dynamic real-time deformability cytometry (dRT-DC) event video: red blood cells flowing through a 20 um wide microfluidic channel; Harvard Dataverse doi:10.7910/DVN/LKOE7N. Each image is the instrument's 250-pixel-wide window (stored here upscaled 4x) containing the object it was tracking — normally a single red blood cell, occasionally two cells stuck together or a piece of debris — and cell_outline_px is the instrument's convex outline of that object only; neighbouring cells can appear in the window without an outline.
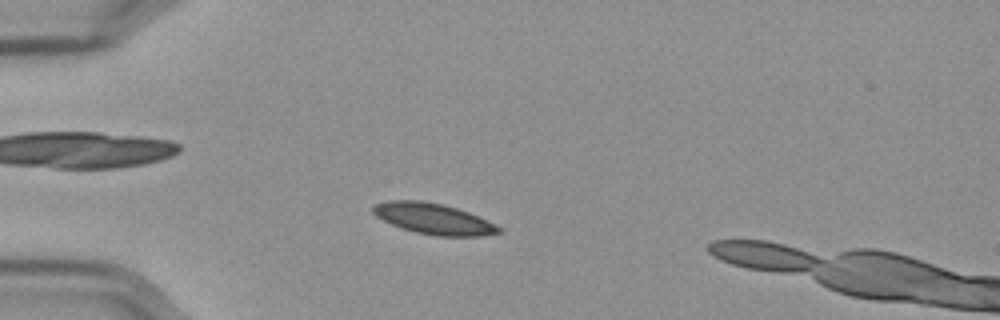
{"species": "Egyptian fruit bat (a non-hibernating species)", "species_latin": "Rousettus aegyptiacus", "temperature_condition": "cold", "stored_images_in_passage": 48, "camera_frame_rate_fps": 3000, "um_per_image_px": 0.085, "frame": {"image": 1, "passage_image": 5, "time_ms": 1.333, "image_size_px": [1000, 320], "cell_outline_px": [[504, 232], [480, 236], [436, 236], [416, 232], [400, 228], [376, 216], [372, 212], [372, 204], [388, 200], [420, 200], [444, 204], [468, 212], [504, 228]], "centroid_in_image_um": [36.84, 18.59], "position_along_channel_um": 48.2, "area_um2": 22.77}}
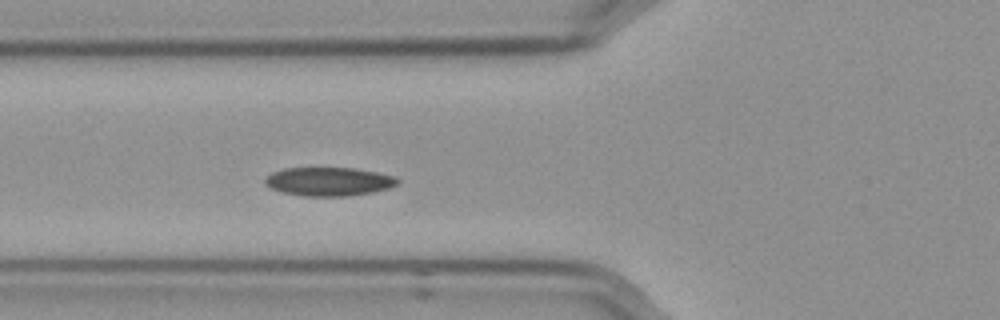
{"frame": {"image": 2, "passage_image": 11, "time_ms": 3.333, "image_size_px": [1000, 320], "cell_outline_px": [[400, 180], [396, 184], [388, 188], [372, 192], [348, 196], [304, 196], [280, 192], [264, 184], [264, 180], [272, 172], [284, 168], [356, 168], [396, 176]], "centroid_in_image_um": [27.94, 15.43], "position_along_channel_um": 97.9, "area_um2": 22.14}}
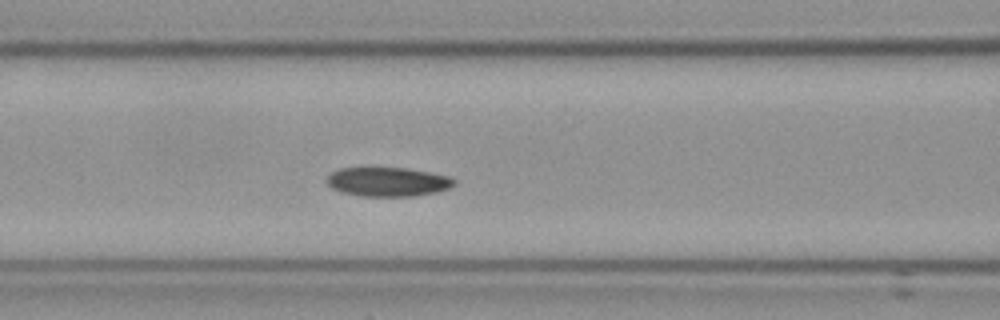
{"frame": {"image": 3, "passage_image": 14, "time_ms": 4.333, "image_size_px": [1000, 320], "cell_outline_px": [[456, 184], [448, 188], [436, 192], [416, 196], [360, 196], [340, 192], [332, 188], [324, 180], [332, 172], [340, 168], [404, 168], [428, 172], [448, 176], [456, 180]], "centroid_in_image_um": [32.94, 15.46], "position_along_channel_um": 133.7, "area_um2": 21.62}, "authors_computed_cell_mechanics": {"area_um2": 21.6172, "velocity_mm_per_s": 3.5283, "shape_relaxation_time_tau1_ms": 5.213, "shape_relaxation_time_tau2_ms": null, "deformation_change_tau1": 0.0714, "deformation_change_tau2": null}}